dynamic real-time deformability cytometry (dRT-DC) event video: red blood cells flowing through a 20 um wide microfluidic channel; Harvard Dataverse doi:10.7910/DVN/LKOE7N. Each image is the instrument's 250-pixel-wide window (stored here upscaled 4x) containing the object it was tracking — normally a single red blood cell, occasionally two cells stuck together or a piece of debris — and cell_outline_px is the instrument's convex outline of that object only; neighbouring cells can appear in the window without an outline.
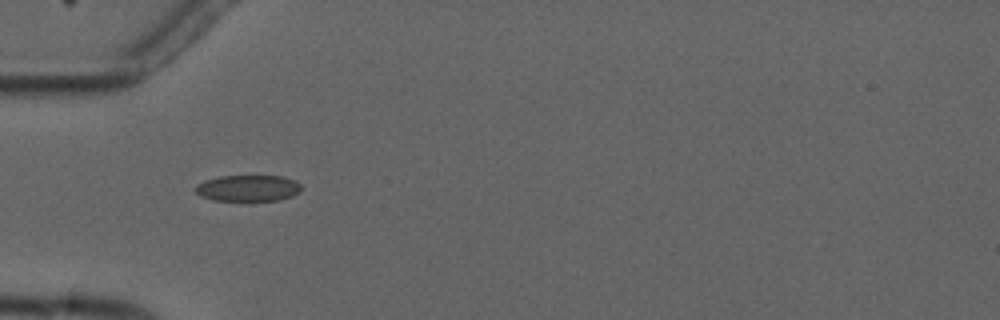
{"species": "common noctule bat (a hibernating species)", "species_latin": "Nyctalus noctula", "temperature_condition": "cold", "stored_images_in_passage": 7, "camera_frame_rate_fps": 3000, "um_per_image_px": 0.085, "animal": {"sex": "male", "forearm_length_mm": 52.5}, "frame": {"image": 1, "passage_image": 3, "time_ms": 2.333, "image_size_px": [1000, 320], "cell_outline_px": [[304, 188], [300, 192], [292, 196], [280, 200], [212, 200], [200, 196], [192, 188], [196, 184], [204, 180], [220, 176], [284, 176], [296, 180]], "centroid_in_image_um": [21.09, 15.98], "position_along_channel_um": 63.9, "area_um2": 16.47}}
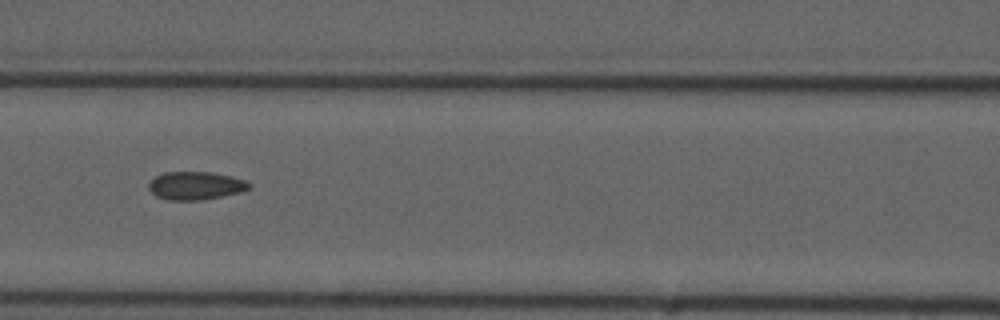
{"frame": {"image": 2, "passage_image": 5, "time_ms": 4.667, "image_size_px": [1000, 320], "cell_outline_px": [[252, 184], [248, 188], [240, 192], [200, 200], [168, 200], [156, 196], [148, 188], [148, 184], [156, 176], [164, 172], [212, 172], [244, 180]], "centroid_in_image_um": [16.59, 15.78], "position_along_channel_um": 150.0, "area_um2": 16.18}}
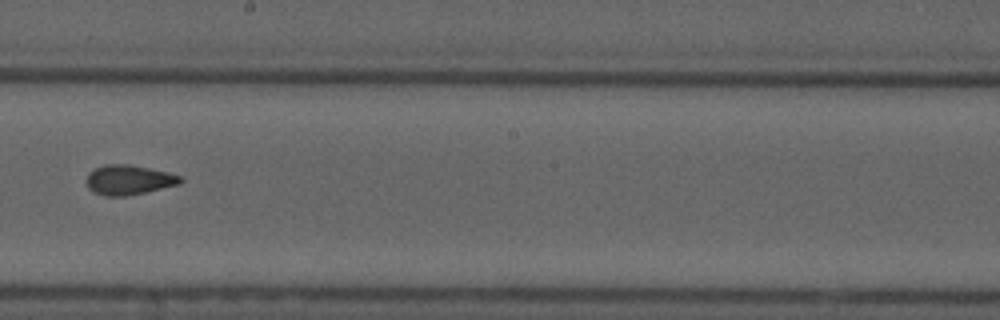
{"frame": {"image": 3, "passage_image": 7, "time_ms": 7.0, "image_size_px": [1000, 320], "cell_outline_px": [[184, 180], [180, 184], [128, 196], [104, 196], [92, 192], [88, 188], [84, 180], [88, 172], [104, 164], [128, 164], [168, 172], [180, 176]], "centroid_in_image_um": [10.9, 15.3], "position_along_channel_um": 237.3, "area_um2": 16.53}}